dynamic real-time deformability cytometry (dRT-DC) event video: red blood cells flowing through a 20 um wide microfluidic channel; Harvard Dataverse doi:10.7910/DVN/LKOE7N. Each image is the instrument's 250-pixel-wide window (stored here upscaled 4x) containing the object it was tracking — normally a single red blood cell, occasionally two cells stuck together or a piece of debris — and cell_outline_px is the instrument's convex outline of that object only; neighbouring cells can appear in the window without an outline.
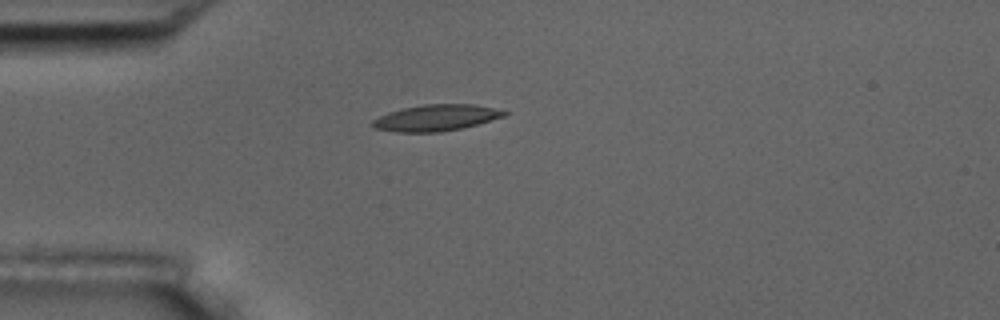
{"species": "common noctule bat (a hibernating species)", "species_latin": "Nyctalus noctula", "temperature_condition": "room temperature", "stored_images_in_passage": 1, "camera_frame_rate_fps": 3000, "um_per_image_px": 0.085, "animal": {"sex": "male", "body_mass_g": 17.5, "forearm_length_mm": 52.3}, "frame": {"image": 1, "passage_image": 1, "time_ms": 0.0, "image_size_px": [1000, 320], "cell_outline_px": [[508, 112], [504, 116], [476, 124], [460, 128], [440, 132], [396, 132], [376, 128], [368, 124], [372, 120], [388, 112], [404, 108], [424, 104], [472, 104], [492, 108]], "centroid_in_image_um": [37.0, 10.01], "position_along_channel_um": 48.0, "area_um2": 19.88}}